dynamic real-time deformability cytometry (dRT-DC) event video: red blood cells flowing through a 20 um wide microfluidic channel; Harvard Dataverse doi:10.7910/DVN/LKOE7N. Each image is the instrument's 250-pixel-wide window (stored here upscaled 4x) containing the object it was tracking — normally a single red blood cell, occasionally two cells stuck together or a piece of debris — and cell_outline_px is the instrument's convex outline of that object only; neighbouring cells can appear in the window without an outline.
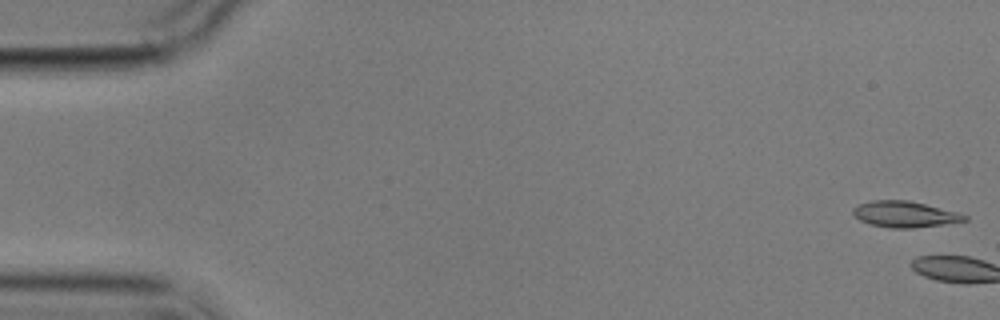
{"species": "common noctule bat (a hibernating species)", "species_latin": "Nyctalus noctula", "temperature_condition": "cold", "stored_images_in_passage": 5, "camera_frame_rate_fps": 3000, "um_per_image_px": 0.085, "animal": {"sex": "male", "body_mass_g": 17.9}, "frame": {"image": 1, "passage_image": 1, "time_ms": 0.0, "image_size_px": [1000, 320], "cell_outline_px": [[968, 220], [912, 228], [888, 228], [868, 224], [860, 220], [852, 212], [852, 208], [856, 204], [872, 200], [908, 200], [960, 212], [968, 216]], "centroid_in_image_um": [76.87, 18.2], "position_along_channel_um": 8.1, "area_um2": 17.05}}